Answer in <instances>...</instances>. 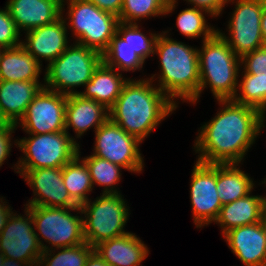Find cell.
I'll list each match as a JSON object with an SVG mask.
<instances>
[{
  "mask_svg": "<svg viewBox=\"0 0 266 266\" xmlns=\"http://www.w3.org/2000/svg\"><path fill=\"white\" fill-rule=\"evenodd\" d=\"M221 108L205 122L194 141L197 161L206 164H242L258 135L266 127V112L234 102L218 100Z\"/></svg>",
  "mask_w": 266,
  "mask_h": 266,
  "instance_id": "cell-1",
  "label": "cell"
},
{
  "mask_svg": "<svg viewBox=\"0 0 266 266\" xmlns=\"http://www.w3.org/2000/svg\"><path fill=\"white\" fill-rule=\"evenodd\" d=\"M177 108L149 77L129 78L109 109V119L143 142Z\"/></svg>",
  "mask_w": 266,
  "mask_h": 266,
  "instance_id": "cell-2",
  "label": "cell"
},
{
  "mask_svg": "<svg viewBox=\"0 0 266 266\" xmlns=\"http://www.w3.org/2000/svg\"><path fill=\"white\" fill-rule=\"evenodd\" d=\"M168 33L162 31L157 37L154 55H158L161 69L149 79L156 80L157 88L177 105L179 98L191 104L198 97L200 84L198 48L176 41Z\"/></svg>",
  "mask_w": 266,
  "mask_h": 266,
  "instance_id": "cell-3",
  "label": "cell"
},
{
  "mask_svg": "<svg viewBox=\"0 0 266 266\" xmlns=\"http://www.w3.org/2000/svg\"><path fill=\"white\" fill-rule=\"evenodd\" d=\"M198 55L200 84L198 97L191 103L196 104L204 88L207 87H210L217 101L232 100L237 91L240 71L243 68L240 57L234 53L228 42L218 32L202 41Z\"/></svg>",
  "mask_w": 266,
  "mask_h": 266,
  "instance_id": "cell-4",
  "label": "cell"
},
{
  "mask_svg": "<svg viewBox=\"0 0 266 266\" xmlns=\"http://www.w3.org/2000/svg\"><path fill=\"white\" fill-rule=\"evenodd\" d=\"M66 4L68 12L64 18ZM62 17L67 29L73 32L76 44L94 49L101 54L108 49L119 23L116 15L100 10L89 0H63Z\"/></svg>",
  "mask_w": 266,
  "mask_h": 266,
  "instance_id": "cell-5",
  "label": "cell"
},
{
  "mask_svg": "<svg viewBox=\"0 0 266 266\" xmlns=\"http://www.w3.org/2000/svg\"><path fill=\"white\" fill-rule=\"evenodd\" d=\"M26 134H29V137L17 139L16 145L24 153V156L19 157L17 165L13 166L14 171L20 176L28 170L38 168H62L78 155V140L66 131Z\"/></svg>",
  "mask_w": 266,
  "mask_h": 266,
  "instance_id": "cell-6",
  "label": "cell"
},
{
  "mask_svg": "<svg viewBox=\"0 0 266 266\" xmlns=\"http://www.w3.org/2000/svg\"><path fill=\"white\" fill-rule=\"evenodd\" d=\"M102 62V54L73 42L57 59L45 67L44 87L60 94L79 93Z\"/></svg>",
  "mask_w": 266,
  "mask_h": 266,
  "instance_id": "cell-7",
  "label": "cell"
},
{
  "mask_svg": "<svg viewBox=\"0 0 266 266\" xmlns=\"http://www.w3.org/2000/svg\"><path fill=\"white\" fill-rule=\"evenodd\" d=\"M85 242L95 247L100 242L123 236L129 218V206L121 193H102L80 206Z\"/></svg>",
  "mask_w": 266,
  "mask_h": 266,
  "instance_id": "cell-8",
  "label": "cell"
},
{
  "mask_svg": "<svg viewBox=\"0 0 266 266\" xmlns=\"http://www.w3.org/2000/svg\"><path fill=\"white\" fill-rule=\"evenodd\" d=\"M26 207L30 210L34 231L43 251L71 247L85 242L83 214L80 206L76 208ZM72 211L78 213L73 215V213H71ZM78 214H80V216H78ZM45 241L47 244H51V246L49 247V245L47 246V244H44Z\"/></svg>",
  "mask_w": 266,
  "mask_h": 266,
  "instance_id": "cell-9",
  "label": "cell"
},
{
  "mask_svg": "<svg viewBox=\"0 0 266 266\" xmlns=\"http://www.w3.org/2000/svg\"><path fill=\"white\" fill-rule=\"evenodd\" d=\"M235 4L230 19L227 22L225 35L217 28V32L228 42L230 48L238 57L253 52L265 45L261 30V18L266 0H228V4Z\"/></svg>",
  "mask_w": 266,
  "mask_h": 266,
  "instance_id": "cell-10",
  "label": "cell"
},
{
  "mask_svg": "<svg viewBox=\"0 0 266 266\" xmlns=\"http://www.w3.org/2000/svg\"><path fill=\"white\" fill-rule=\"evenodd\" d=\"M95 132L93 153L121 166L132 173H141L144 169V159L140 152L142 142L128 134L119 125L108 119Z\"/></svg>",
  "mask_w": 266,
  "mask_h": 266,
  "instance_id": "cell-11",
  "label": "cell"
},
{
  "mask_svg": "<svg viewBox=\"0 0 266 266\" xmlns=\"http://www.w3.org/2000/svg\"><path fill=\"white\" fill-rule=\"evenodd\" d=\"M190 178L193 223L196 228H202L215 222L222 207L216 188L217 164H206L196 160Z\"/></svg>",
  "mask_w": 266,
  "mask_h": 266,
  "instance_id": "cell-12",
  "label": "cell"
},
{
  "mask_svg": "<svg viewBox=\"0 0 266 266\" xmlns=\"http://www.w3.org/2000/svg\"><path fill=\"white\" fill-rule=\"evenodd\" d=\"M24 212V215L11 213L0 234V252L7 258L37 266L43 250L34 231L30 210L26 206Z\"/></svg>",
  "mask_w": 266,
  "mask_h": 266,
  "instance_id": "cell-13",
  "label": "cell"
},
{
  "mask_svg": "<svg viewBox=\"0 0 266 266\" xmlns=\"http://www.w3.org/2000/svg\"><path fill=\"white\" fill-rule=\"evenodd\" d=\"M66 103L67 95L43 87L16 127L31 134L65 131Z\"/></svg>",
  "mask_w": 266,
  "mask_h": 266,
  "instance_id": "cell-14",
  "label": "cell"
},
{
  "mask_svg": "<svg viewBox=\"0 0 266 266\" xmlns=\"http://www.w3.org/2000/svg\"><path fill=\"white\" fill-rule=\"evenodd\" d=\"M24 181L33 190V198L24 206L76 208L79 205L70 197L62 178V168L28 170Z\"/></svg>",
  "mask_w": 266,
  "mask_h": 266,
  "instance_id": "cell-15",
  "label": "cell"
},
{
  "mask_svg": "<svg viewBox=\"0 0 266 266\" xmlns=\"http://www.w3.org/2000/svg\"><path fill=\"white\" fill-rule=\"evenodd\" d=\"M24 33L25 39L21 40V45L41 65V60H45L48 66L70 46L69 33L63 17L52 24L43 25Z\"/></svg>",
  "mask_w": 266,
  "mask_h": 266,
  "instance_id": "cell-16",
  "label": "cell"
},
{
  "mask_svg": "<svg viewBox=\"0 0 266 266\" xmlns=\"http://www.w3.org/2000/svg\"><path fill=\"white\" fill-rule=\"evenodd\" d=\"M222 237L245 266H266V227L262 221L231 229Z\"/></svg>",
  "mask_w": 266,
  "mask_h": 266,
  "instance_id": "cell-17",
  "label": "cell"
},
{
  "mask_svg": "<svg viewBox=\"0 0 266 266\" xmlns=\"http://www.w3.org/2000/svg\"><path fill=\"white\" fill-rule=\"evenodd\" d=\"M63 0H8L6 8L18 31L27 32L62 17Z\"/></svg>",
  "mask_w": 266,
  "mask_h": 266,
  "instance_id": "cell-18",
  "label": "cell"
},
{
  "mask_svg": "<svg viewBox=\"0 0 266 266\" xmlns=\"http://www.w3.org/2000/svg\"><path fill=\"white\" fill-rule=\"evenodd\" d=\"M109 119V110L97 101L79 93L67 95L65 131L72 127L75 137L81 138L88 129L96 131Z\"/></svg>",
  "mask_w": 266,
  "mask_h": 266,
  "instance_id": "cell-19",
  "label": "cell"
},
{
  "mask_svg": "<svg viewBox=\"0 0 266 266\" xmlns=\"http://www.w3.org/2000/svg\"><path fill=\"white\" fill-rule=\"evenodd\" d=\"M135 233L100 242L94 250L109 266H142L149 248Z\"/></svg>",
  "mask_w": 266,
  "mask_h": 266,
  "instance_id": "cell-20",
  "label": "cell"
},
{
  "mask_svg": "<svg viewBox=\"0 0 266 266\" xmlns=\"http://www.w3.org/2000/svg\"><path fill=\"white\" fill-rule=\"evenodd\" d=\"M43 87L39 81H0V108L11 124H18Z\"/></svg>",
  "mask_w": 266,
  "mask_h": 266,
  "instance_id": "cell-21",
  "label": "cell"
},
{
  "mask_svg": "<svg viewBox=\"0 0 266 266\" xmlns=\"http://www.w3.org/2000/svg\"><path fill=\"white\" fill-rule=\"evenodd\" d=\"M128 80L129 77L125 78L121 72L102 61L94 70L90 81L85 84L84 91H80L79 94L101 103L109 110Z\"/></svg>",
  "mask_w": 266,
  "mask_h": 266,
  "instance_id": "cell-22",
  "label": "cell"
},
{
  "mask_svg": "<svg viewBox=\"0 0 266 266\" xmlns=\"http://www.w3.org/2000/svg\"><path fill=\"white\" fill-rule=\"evenodd\" d=\"M263 196L252 195V191L236 201L222 205L215 220L224 235L239 226L261 222Z\"/></svg>",
  "mask_w": 266,
  "mask_h": 266,
  "instance_id": "cell-23",
  "label": "cell"
},
{
  "mask_svg": "<svg viewBox=\"0 0 266 266\" xmlns=\"http://www.w3.org/2000/svg\"><path fill=\"white\" fill-rule=\"evenodd\" d=\"M43 67L22 45L3 49L0 81H40Z\"/></svg>",
  "mask_w": 266,
  "mask_h": 266,
  "instance_id": "cell-24",
  "label": "cell"
},
{
  "mask_svg": "<svg viewBox=\"0 0 266 266\" xmlns=\"http://www.w3.org/2000/svg\"><path fill=\"white\" fill-rule=\"evenodd\" d=\"M239 166V163L217 164L216 188L222 205L236 201L254 190V180Z\"/></svg>",
  "mask_w": 266,
  "mask_h": 266,
  "instance_id": "cell-25",
  "label": "cell"
},
{
  "mask_svg": "<svg viewBox=\"0 0 266 266\" xmlns=\"http://www.w3.org/2000/svg\"><path fill=\"white\" fill-rule=\"evenodd\" d=\"M80 153L79 150L78 155L62 167L65 188L79 206L89 200V192H93L94 188L89 169Z\"/></svg>",
  "mask_w": 266,
  "mask_h": 266,
  "instance_id": "cell-26",
  "label": "cell"
},
{
  "mask_svg": "<svg viewBox=\"0 0 266 266\" xmlns=\"http://www.w3.org/2000/svg\"><path fill=\"white\" fill-rule=\"evenodd\" d=\"M178 0H123L119 22L139 23L149 17L166 16L176 9Z\"/></svg>",
  "mask_w": 266,
  "mask_h": 266,
  "instance_id": "cell-27",
  "label": "cell"
},
{
  "mask_svg": "<svg viewBox=\"0 0 266 266\" xmlns=\"http://www.w3.org/2000/svg\"><path fill=\"white\" fill-rule=\"evenodd\" d=\"M102 61L121 73L139 71L145 63L117 32L108 49L102 54Z\"/></svg>",
  "mask_w": 266,
  "mask_h": 266,
  "instance_id": "cell-28",
  "label": "cell"
},
{
  "mask_svg": "<svg viewBox=\"0 0 266 266\" xmlns=\"http://www.w3.org/2000/svg\"><path fill=\"white\" fill-rule=\"evenodd\" d=\"M234 102L266 112V75L241 73Z\"/></svg>",
  "mask_w": 266,
  "mask_h": 266,
  "instance_id": "cell-29",
  "label": "cell"
},
{
  "mask_svg": "<svg viewBox=\"0 0 266 266\" xmlns=\"http://www.w3.org/2000/svg\"><path fill=\"white\" fill-rule=\"evenodd\" d=\"M206 14L213 17L208 11L191 6L182 10L176 19V28L187 38H200L202 41L211 38L217 29L208 25ZM202 35V36H201Z\"/></svg>",
  "mask_w": 266,
  "mask_h": 266,
  "instance_id": "cell-30",
  "label": "cell"
},
{
  "mask_svg": "<svg viewBox=\"0 0 266 266\" xmlns=\"http://www.w3.org/2000/svg\"><path fill=\"white\" fill-rule=\"evenodd\" d=\"M82 159L89 169L93 187L95 184L103 187V194L120 193L116 187L121 180V170L124 168L92 154Z\"/></svg>",
  "mask_w": 266,
  "mask_h": 266,
  "instance_id": "cell-31",
  "label": "cell"
},
{
  "mask_svg": "<svg viewBox=\"0 0 266 266\" xmlns=\"http://www.w3.org/2000/svg\"><path fill=\"white\" fill-rule=\"evenodd\" d=\"M93 251L94 247L87 242L71 247L43 251L37 266H85L86 260Z\"/></svg>",
  "mask_w": 266,
  "mask_h": 266,
  "instance_id": "cell-32",
  "label": "cell"
},
{
  "mask_svg": "<svg viewBox=\"0 0 266 266\" xmlns=\"http://www.w3.org/2000/svg\"><path fill=\"white\" fill-rule=\"evenodd\" d=\"M116 32L130 45L135 53L145 62L154 55L155 43L159 33H150L149 36L141 31L137 23L119 22Z\"/></svg>",
  "mask_w": 266,
  "mask_h": 266,
  "instance_id": "cell-33",
  "label": "cell"
},
{
  "mask_svg": "<svg viewBox=\"0 0 266 266\" xmlns=\"http://www.w3.org/2000/svg\"><path fill=\"white\" fill-rule=\"evenodd\" d=\"M21 32L18 31L6 6L0 8V47L3 49L21 45Z\"/></svg>",
  "mask_w": 266,
  "mask_h": 266,
  "instance_id": "cell-34",
  "label": "cell"
},
{
  "mask_svg": "<svg viewBox=\"0 0 266 266\" xmlns=\"http://www.w3.org/2000/svg\"><path fill=\"white\" fill-rule=\"evenodd\" d=\"M244 72L254 75H266V45L249 52L240 58Z\"/></svg>",
  "mask_w": 266,
  "mask_h": 266,
  "instance_id": "cell-35",
  "label": "cell"
},
{
  "mask_svg": "<svg viewBox=\"0 0 266 266\" xmlns=\"http://www.w3.org/2000/svg\"><path fill=\"white\" fill-rule=\"evenodd\" d=\"M15 130H17V128H0V167L4 164L5 160H8L7 158L12 150L11 146L13 144L17 145V139L13 140L12 136ZM11 139L14 142H12Z\"/></svg>",
  "mask_w": 266,
  "mask_h": 266,
  "instance_id": "cell-36",
  "label": "cell"
},
{
  "mask_svg": "<svg viewBox=\"0 0 266 266\" xmlns=\"http://www.w3.org/2000/svg\"><path fill=\"white\" fill-rule=\"evenodd\" d=\"M191 6L208 11L213 18L222 14L228 0H184Z\"/></svg>",
  "mask_w": 266,
  "mask_h": 266,
  "instance_id": "cell-37",
  "label": "cell"
},
{
  "mask_svg": "<svg viewBox=\"0 0 266 266\" xmlns=\"http://www.w3.org/2000/svg\"><path fill=\"white\" fill-rule=\"evenodd\" d=\"M94 3L100 10L110 12L117 17L123 7V0H89Z\"/></svg>",
  "mask_w": 266,
  "mask_h": 266,
  "instance_id": "cell-38",
  "label": "cell"
},
{
  "mask_svg": "<svg viewBox=\"0 0 266 266\" xmlns=\"http://www.w3.org/2000/svg\"><path fill=\"white\" fill-rule=\"evenodd\" d=\"M5 203V204H4ZM8 202L3 200V197H0V234L4 227L7 224V221L13 212L10 205L7 204Z\"/></svg>",
  "mask_w": 266,
  "mask_h": 266,
  "instance_id": "cell-39",
  "label": "cell"
},
{
  "mask_svg": "<svg viewBox=\"0 0 266 266\" xmlns=\"http://www.w3.org/2000/svg\"><path fill=\"white\" fill-rule=\"evenodd\" d=\"M85 266H109L94 250L86 260Z\"/></svg>",
  "mask_w": 266,
  "mask_h": 266,
  "instance_id": "cell-40",
  "label": "cell"
},
{
  "mask_svg": "<svg viewBox=\"0 0 266 266\" xmlns=\"http://www.w3.org/2000/svg\"><path fill=\"white\" fill-rule=\"evenodd\" d=\"M1 266H29V265L26 262H21L18 260L5 257L4 262L1 264Z\"/></svg>",
  "mask_w": 266,
  "mask_h": 266,
  "instance_id": "cell-41",
  "label": "cell"
},
{
  "mask_svg": "<svg viewBox=\"0 0 266 266\" xmlns=\"http://www.w3.org/2000/svg\"><path fill=\"white\" fill-rule=\"evenodd\" d=\"M0 128H17L16 125H13L9 122V120L5 117L0 108Z\"/></svg>",
  "mask_w": 266,
  "mask_h": 266,
  "instance_id": "cell-42",
  "label": "cell"
},
{
  "mask_svg": "<svg viewBox=\"0 0 266 266\" xmlns=\"http://www.w3.org/2000/svg\"><path fill=\"white\" fill-rule=\"evenodd\" d=\"M261 30L263 34V39L266 45V5L264 6L261 18Z\"/></svg>",
  "mask_w": 266,
  "mask_h": 266,
  "instance_id": "cell-43",
  "label": "cell"
},
{
  "mask_svg": "<svg viewBox=\"0 0 266 266\" xmlns=\"http://www.w3.org/2000/svg\"><path fill=\"white\" fill-rule=\"evenodd\" d=\"M261 221L262 224L266 227V195L263 196V201H262Z\"/></svg>",
  "mask_w": 266,
  "mask_h": 266,
  "instance_id": "cell-44",
  "label": "cell"
},
{
  "mask_svg": "<svg viewBox=\"0 0 266 266\" xmlns=\"http://www.w3.org/2000/svg\"><path fill=\"white\" fill-rule=\"evenodd\" d=\"M5 256L0 252V266L4 262Z\"/></svg>",
  "mask_w": 266,
  "mask_h": 266,
  "instance_id": "cell-45",
  "label": "cell"
},
{
  "mask_svg": "<svg viewBox=\"0 0 266 266\" xmlns=\"http://www.w3.org/2000/svg\"><path fill=\"white\" fill-rule=\"evenodd\" d=\"M2 51H3V48L0 47V57H1Z\"/></svg>",
  "mask_w": 266,
  "mask_h": 266,
  "instance_id": "cell-46",
  "label": "cell"
},
{
  "mask_svg": "<svg viewBox=\"0 0 266 266\" xmlns=\"http://www.w3.org/2000/svg\"><path fill=\"white\" fill-rule=\"evenodd\" d=\"M262 184H266V178H264V181H262Z\"/></svg>",
  "mask_w": 266,
  "mask_h": 266,
  "instance_id": "cell-47",
  "label": "cell"
}]
</instances>
